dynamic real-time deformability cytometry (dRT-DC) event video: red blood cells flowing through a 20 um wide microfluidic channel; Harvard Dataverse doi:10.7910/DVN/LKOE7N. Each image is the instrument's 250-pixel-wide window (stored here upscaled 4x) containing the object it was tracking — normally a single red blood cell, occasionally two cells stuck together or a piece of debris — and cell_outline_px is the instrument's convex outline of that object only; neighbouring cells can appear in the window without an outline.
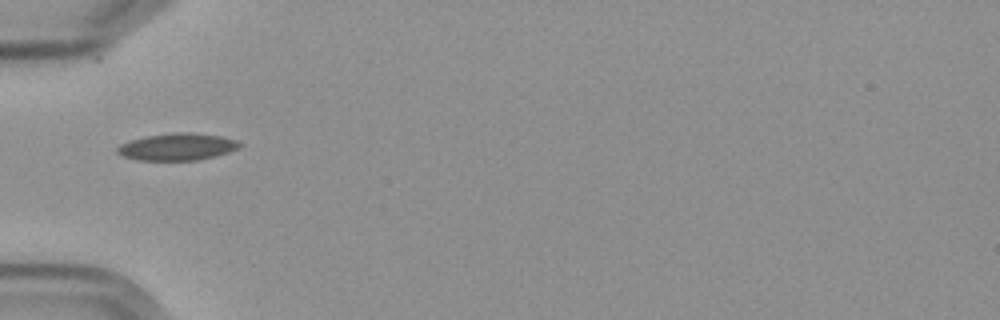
{"species": "Egyptian fruit bat (a non-hibernating species)", "species_latin": "Rousettus aegyptiacus", "temperature_condition": "cold", "stored_images_in_passage": 4, "camera_frame_rate_fps": 3000, "um_per_image_px": 0.085, "frame": {"image": 1, "passage_image": 1, "time_ms": 0.0, "image_size_px": [1000, 320], "cell_outline_px": [[244, 144], [240, 148], [228, 152], [196, 160], [136, 160], [120, 156], [116, 152], [116, 148], [120, 144], [128, 140], [144, 136], [172, 132], [192, 132], [220, 136], [236, 140]], "centroid_in_image_um": [15.02, 12.46], "position_along_channel_um": 70.0, "area_um2": 19.54}}
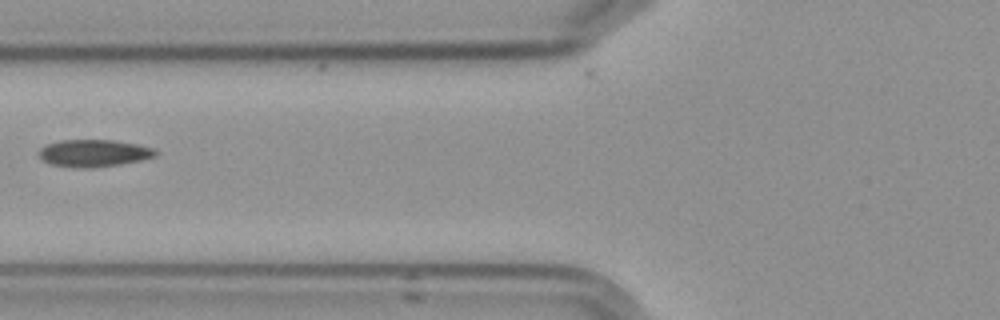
{"frame": {"image": 2, "passage_image": 2, "time_ms": 1.333, "image_size_px": [1000, 320], "cell_outline_px": [[160, 152], [156, 156], [140, 160], [120, 164], [92, 168], [72, 168], [52, 164], [44, 160], [40, 156], [40, 148], [44, 144], [60, 140], [112, 140], [136, 144], [152, 148]], "centroid_in_image_um": [7.97, 13.02], "position_along_channel_um": 117.8, "area_um2": 18.5}}
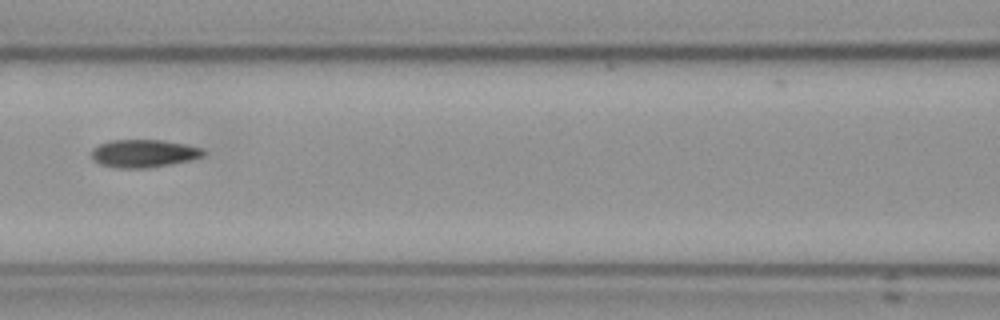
{"frame": {"image": 3, "passage_image": 3, "time_ms": 2.333, "image_size_px": [1000, 320], "cell_outline_px": [[204, 156], [188, 160], [148, 168], [116, 168], [100, 164], [92, 160], [92, 148], [100, 144], [112, 140], [160, 140], [184, 144], [204, 148]], "centroid_in_image_um": [12.19, 13.04], "position_along_channel_um": 154.4, "area_um2": 18.03}}